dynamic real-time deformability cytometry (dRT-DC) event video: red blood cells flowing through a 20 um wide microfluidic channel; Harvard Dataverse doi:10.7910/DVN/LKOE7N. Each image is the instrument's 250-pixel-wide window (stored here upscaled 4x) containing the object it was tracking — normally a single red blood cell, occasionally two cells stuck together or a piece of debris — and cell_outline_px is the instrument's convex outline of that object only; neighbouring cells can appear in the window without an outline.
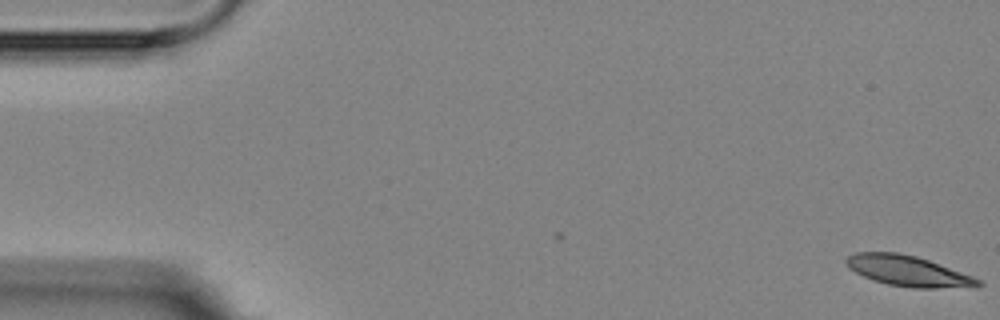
{"species": "Egyptian fruit bat (a non-hibernating species)", "species_latin": "Rousettus aegyptiacus", "temperature_condition": "room temperature", "stored_images_in_passage": 6, "camera_frame_rate_fps": 3000, "um_per_image_px": 0.085, "animal": {"sex": "female"}, "frame": {"image": 1, "passage_image": 1, "time_ms": 0.0, "image_size_px": [1000, 320], "cell_outline_px": [[984, 284], [976, 288], [912, 288], [888, 284], [872, 280], [848, 268], [844, 260], [848, 256], [856, 252], [896, 252], [916, 256], [928, 260], [972, 276], [980, 280]], "centroid_in_image_um": [77.21, 23.05], "position_along_channel_um": 7.8, "area_um2": 23.58}}
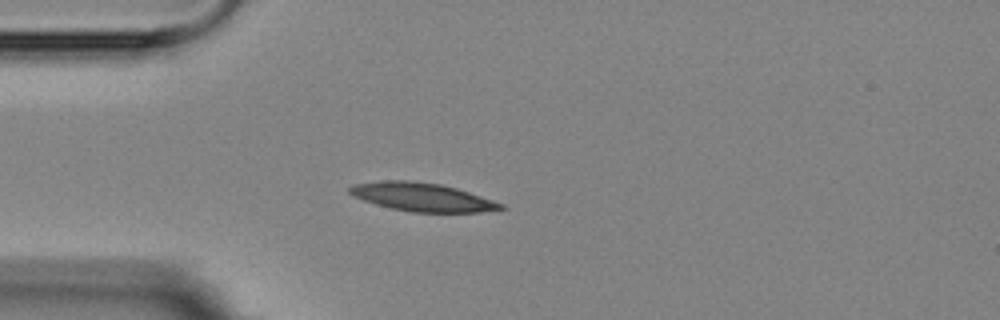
{"frame": {"image": 2, "passage_image": 5, "time_ms": 4.667, "image_size_px": [1000, 320], "cell_outline_px": [[504, 208], [480, 212], [412, 212], [392, 208], [376, 204], [352, 196], [348, 192], [348, 188], [352, 184], [380, 180], [408, 180], [440, 184], [456, 188], [504, 204]], "centroid_in_image_um": [35.82, 16.74], "position_along_channel_um": 49.2, "area_um2": 24.85}}